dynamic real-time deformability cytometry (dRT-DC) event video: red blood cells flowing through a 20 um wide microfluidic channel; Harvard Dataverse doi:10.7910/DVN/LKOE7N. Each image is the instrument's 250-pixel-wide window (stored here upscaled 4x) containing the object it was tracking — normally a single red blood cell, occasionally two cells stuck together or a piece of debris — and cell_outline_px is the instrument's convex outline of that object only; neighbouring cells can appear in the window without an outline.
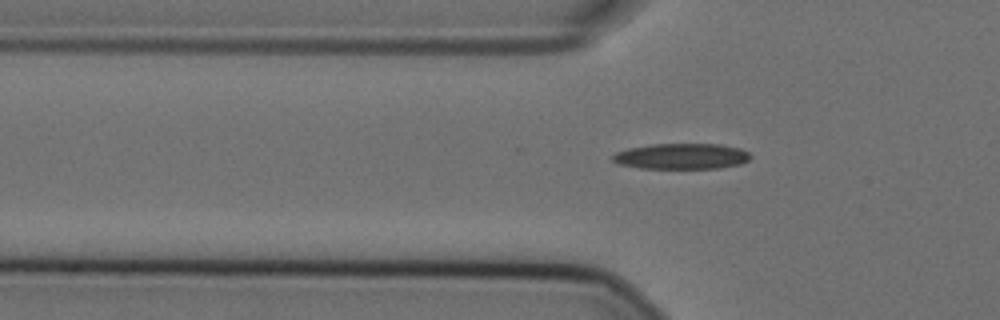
{"species": "Egyptian fruit bat (a non-hibernating species)", "species_latin": "Rousettus aegyptiacus", "temperature_condition": "cold", "stored_images_in_passage": 38, "camera_frame_rate_fps": 3000, "um_per_image_px": 0.085, "animal": {"sex": "female"}, "frame": {"image": 1, "passage_image": 3, "time_ms": 0.667, "image_size_px": [1000, 320], "cell_outline_px": [[752, 156], [748, 160], [740, 164], [720, 168], [640, 168], [620, 164], [612, 160], [612, 156], [616, 152], [628, 148], [652, 144], [720, 144], [740, 148], [748, 152]], "centroid_in_image_um": [57.94, 13.28], "position_along_channel_um": 67.9, "area_um2": 20.63}}
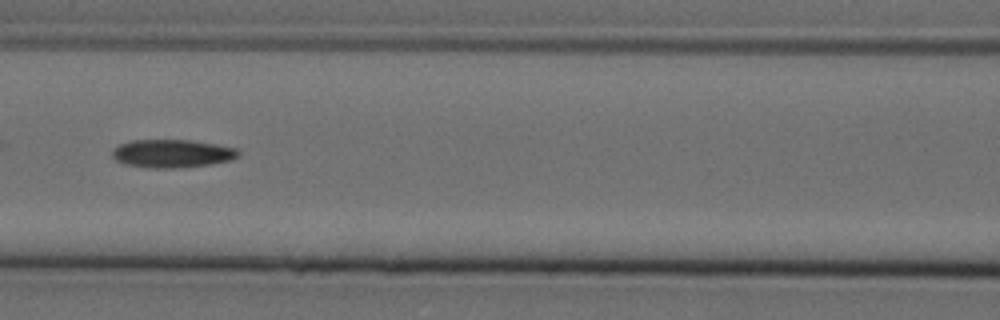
{"frame": {"image": 2, "passage_image": 10, "time_ms": 3.0, "image_size_px": [1000, 320], "cell_outline_px": [[240, 156], [232, 160], [208, 164], [172, 168], [152, 168], [124, 164], [116, 160], [112, 156], [112, 152], [120, 144], [132, 140], [192, 140], [216, 144], [236, 148], [240, 152]], "centroid_in_image_um": [14.65, 13.04], "position_along_channel_um": 151.9, "area_um2": 20.58}}
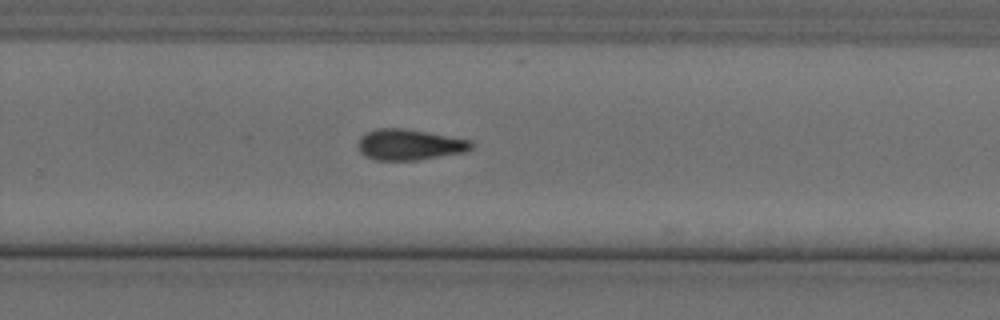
{"frame": {"image": 3, "passage_image": 22, "time_ms": 7.0, "image_size_px": [1000, 320], "cell_outline_px": [[472, 148], [464, 152], [416, 160], [376, 160], [364, 156], [360, 152], [356, 144], [360, 136], [376, 128], [404, 128], [428, 132], [472, 140]], "centroid_in_image_um": [34.76, 12.29], "position_along_channel_um": 295.0, "area_um2": 20.46}, "authors_computed_cell_mechanics": {"area_um2": 20.1722, "velocity_mm_per_s": 3.5999, "shape_relaxation_time_tau1_ms": null, "shape_relaxation_time_tau2_ms": 8.1906, "deformation_change_tau1": null, "deformation_change_tau2": 0.1671}}